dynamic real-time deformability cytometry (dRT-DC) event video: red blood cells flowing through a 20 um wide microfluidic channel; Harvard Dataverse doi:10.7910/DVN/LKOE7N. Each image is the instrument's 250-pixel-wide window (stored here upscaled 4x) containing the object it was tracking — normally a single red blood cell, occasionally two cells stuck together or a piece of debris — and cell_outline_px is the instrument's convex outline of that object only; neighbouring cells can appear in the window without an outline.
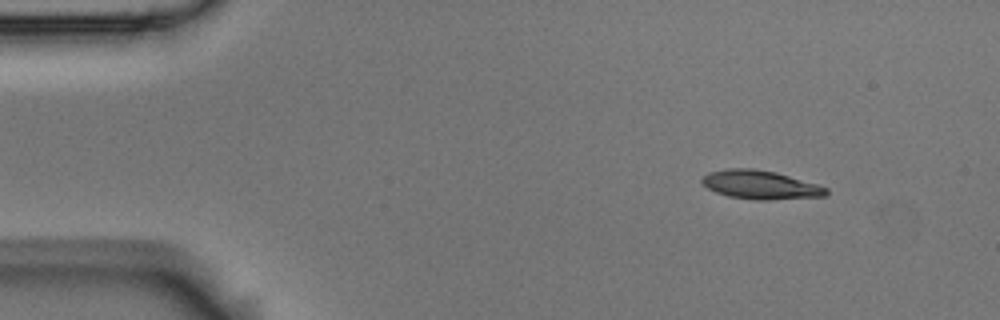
{"species": "Egyptian fruit bat (a non-hibernating species)", "species_latin": "Rousettus aegyptiacus", "temperature_condition": "room temperature", "stored_images_in_passage": 10, "camera_frame_rate_fps": 3000, "um_per_image_px": 0.085, "animal": {"sex": "male"}, "frame": {"image": 1, "passage_image": 1, "time_ms": 0.0, "image_size_px": [1000, 320], "cell_outline_px": [[828, 192], [824, 196], [768, 200], [752, 200], [728, 196], [716, 192], [708, 188], [700, 180], [708, 172], [728, 168], [752, 168], [776, 172], [816, 184], [828, 188]], "centroid_in_image_um": [64.61, 15.71], "position_along_channel_um": 20.4, "area_um2": 20.69}}
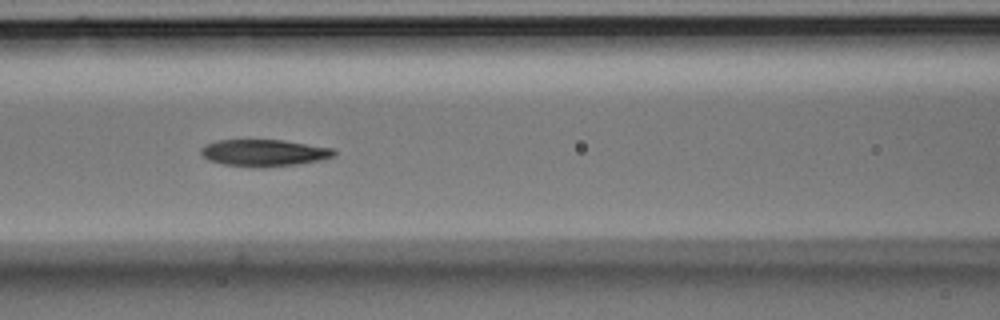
{"frame": {"image": 2, "passage_image": 6, "time_ms": 1.667, "image_size_px": [1000, 320], "cell_outline_px": [[336, 156], [320, 160], [296, 164], [264, 168], [224, 164], [208, 160], [200, 152], [200, 148], [204, 144], [216, 140], [284, 140], [332, 148], [336, 152]], "centroid_in_image_um": [22.43, 12.99], "position_along_channel_um": 144.2, "area_um2": 20.87}}
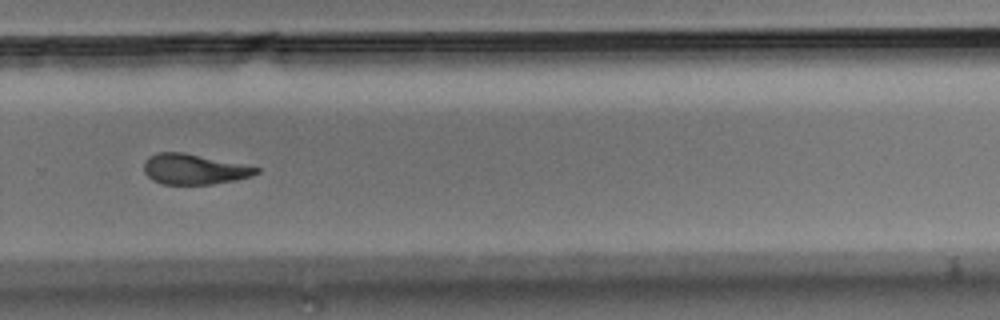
{"frame": {"image": 3, "passage_image": 10, "time_ms": 3.0, "image_size_px": [1000, 320], "cell_outline_px": [[260, 172], [252, 176], [236, 180], [212, 184], [164, 184], [152, 180], [144, 172], [144, 160], [148, 156], [156, 152], [184, 152], [260, 168]], "centroid_in_image_um": [16.47, 14.38], "position_along_channel_um": 313.3, "area_um2": 19.88}}